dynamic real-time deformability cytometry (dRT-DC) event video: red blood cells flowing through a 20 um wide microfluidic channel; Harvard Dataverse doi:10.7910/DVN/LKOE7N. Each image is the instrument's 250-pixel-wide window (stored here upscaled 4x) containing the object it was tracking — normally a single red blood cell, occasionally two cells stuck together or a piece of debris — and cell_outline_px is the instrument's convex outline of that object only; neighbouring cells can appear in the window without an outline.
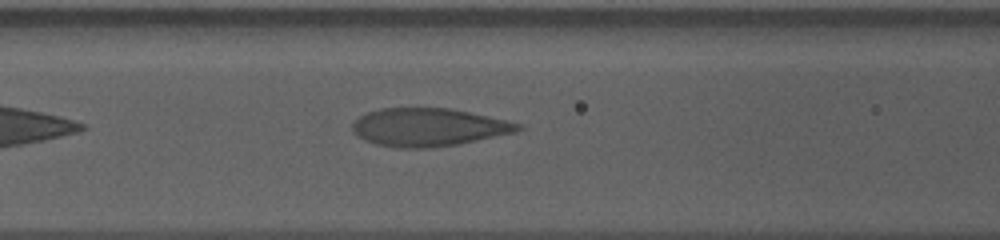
{"species": "human", "species_latin": "Homo sapiens", "temperature_condition": "cold", "stored_images_in_passage": 31, "camera_frame_rate_fps": 3000, "um_per_image_px": 0.085, "donor": {"sex": "male"}, "frame": {"image": 1, "passage_image": 8, "time_ms": 2.333, "image_size_px": [1000, 240], "cell_outline_px": [[524, 128], [516, 132], [456, 144], [432, 148], [396, 148], [376, 144], [364, 140], [356, 136], [352, 132], [352, 124], [360, 116], [368, 112], [380, 108], [452, 108], [524, 124]], "centroid_in_image_um": [36.41, 10.81], "position_along_channel_um": 130.2, "area_um2": 36.82}}
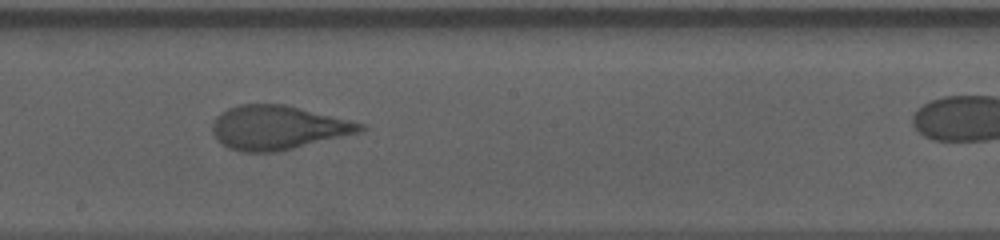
{"frame": {"image": 2, "passage_image": 16, "time_ms": 5.0, "image_size_px": [1000, 240], "cell_outline_px": [[368, 128], [360, 132], [276, 152], [244, 152], [228, 148], [220, 144], [216, 140], [212, 132], [212, 124], [216, 116], [220, 112], [228, 108], [240, 104], [284, 104], [364, 124]], "centroid_in_image_um": [23.55, 10.85], "position_along_channel_um": 224.7, "area_um2": 37.74}}
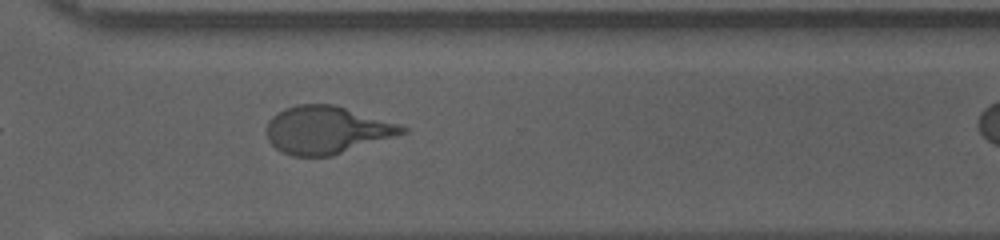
{"frame": {"image": 3, "passage_image": 26, "time_ms": 8.333, "image_size_px": [1000, 240], "cell_outline_px": [[408, 132], [332, 156], [292, 156], [276, 148], [268, 140], [268, 120], [272, 116], [284, 108], [296, 104], [332, 104], [400, 124], [408, 128]], "centroid_in_image_um": [27.77, 11.05], "position_along_channel_um": 342.8, "area_um2": 37.4}}